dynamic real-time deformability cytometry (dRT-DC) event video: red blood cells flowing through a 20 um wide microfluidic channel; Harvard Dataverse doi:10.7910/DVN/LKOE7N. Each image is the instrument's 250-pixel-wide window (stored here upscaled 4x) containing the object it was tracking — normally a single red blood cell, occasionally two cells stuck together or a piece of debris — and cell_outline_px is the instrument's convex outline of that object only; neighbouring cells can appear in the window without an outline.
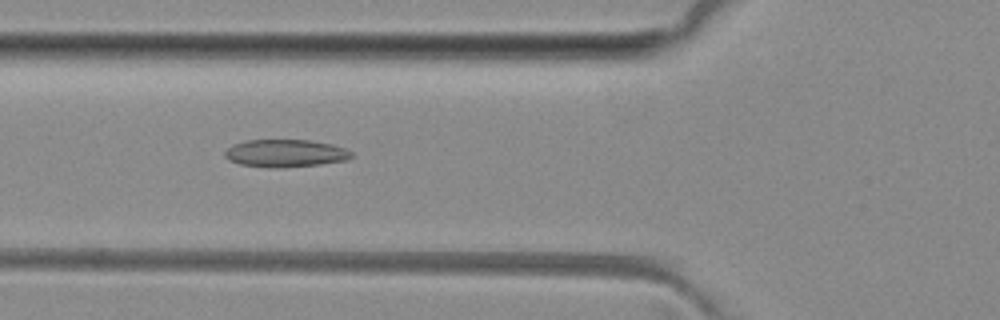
{"species": "common noctule bat (a hibernating species)", "species_latin": "Nyctalus noctula", "temperature_condition": "room temperature", "stored_images_in_passage": 5, "camera_frame_rate_fps": 3000, "um_per_image_px": 0.085, "animal": {"sex": "female", "body_mass_g": 29.2, "forearm_length_mm": 56.3}, "frame": {"image": 1, "passage_image": 4, "time_ms": 3.667, "image_size_px": [1000, 320], "cell_outline_px": [[352, 156], [348, 160], [320, 164], [280, 168], [272, 168], [240, 164], [228, 160], [224, 156], [224, 152], [232, 144], [248, 140], [308, 140], [332, 144], [344, 148], [352, 152]], "centroid_in_image_um": [24.24, 13.03], "position_along_channel_um": 101.6, "area_um2": 20.4}}
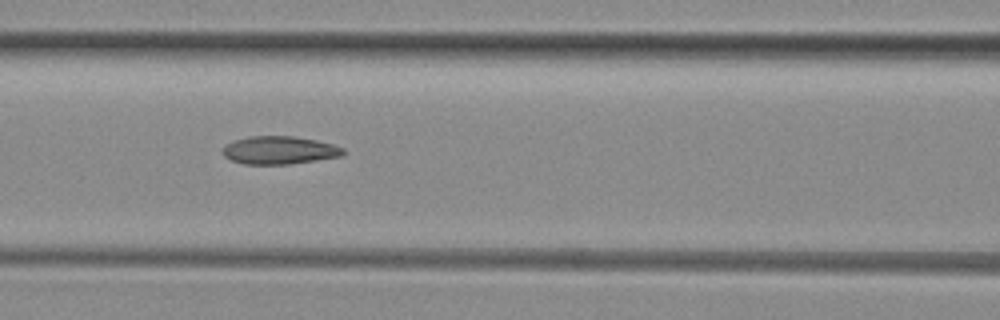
{"frame": {"image": 2, "passage_image": 5, "time_ms": 4.667, "image_size_px": [1000, 320], "cell_outline_px": [[344, 152], [340, 156], [316, 160], [288, 164], [244, 164], [232, 160], [224, 156], [224, 148], [228, 144], [236, 140], [248, 136], [292, 136], [316, 140], [332, 144], [344, 148]], "centroid_in_image_um": [23.76, 12.76], "position_along_channel_um": 142.8, "area_um2": 19.31}}